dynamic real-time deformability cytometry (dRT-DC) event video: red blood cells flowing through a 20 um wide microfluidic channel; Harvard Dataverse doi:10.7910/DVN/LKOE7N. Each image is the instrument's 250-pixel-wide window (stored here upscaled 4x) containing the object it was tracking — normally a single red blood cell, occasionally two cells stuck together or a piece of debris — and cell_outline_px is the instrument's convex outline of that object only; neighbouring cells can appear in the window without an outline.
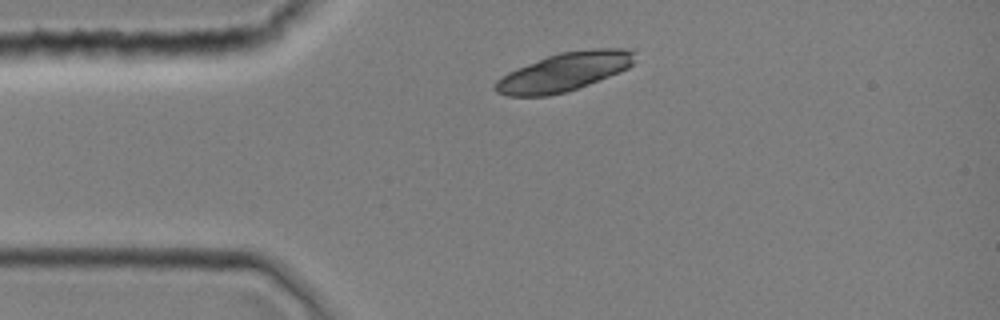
{"species": "common noctule bat (a hibernating species)", "species_latin": "Nyctalus noctula", "temperature_condition": "room temperature", "stored_images_in_passage": 29, "camera_frame_rate_fps": 3000, "um_per_image_px": 0.085, "animal": {"sex": "female", "body_mass_g": 19.0, "forearm_length_mm": 51.5}, "frame": {"image": 1, "passage_image": 1, "time_ms": 0.0, "image_size_px": [1000, 320], "cell_outline_px": [[636, 52], [632, 64], [628, 68], [588, 84], [564, 92], [548, 96], [508, 96], [496, 92], [492, 88], [496, 80], [508, 72], [548, 56], [560, 52], [596, 48], [624, 48]], "centroid_in_image_um": [47.93, 6.11], "position_along_channel_um": 37.1, "area_um2": 30.92}}
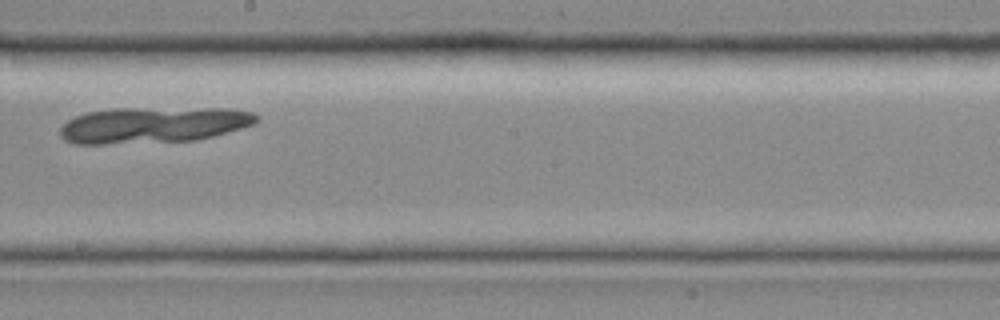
{"frame": {"image": 2, "passage_image": 15, "time_ms": 4.667, "image_size_px": [1000, 320], "cell_outline_px": [[260, 120], [256, 124], [212, 136], [196, 140], [104, 144], [72, 144], [64, 140], [60, 136], [60, 128], [68, 120], [76, 116], [88, 112], [112, 108], [228, 108], [252, 112], [260, 116]], "centroid_in_image_um": [13.04, 10.61], "position_along_channel_um": 235.2, "area_um2": 41.56}}
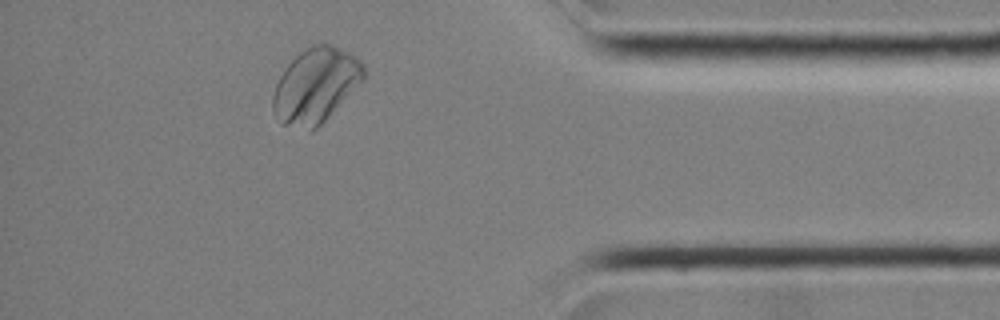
{"frame": {"image": 3, "passage_image": 27, "time_ms": 8.667, "image_size_px": [1000, 320], "cell_outline_px": [[364, 80], [316, 128], [312, 128], [284, 124], [272, 112], [272, 96], [276, 84], [280, 76], [288, 64], [300, 52], [312, 44], [332, 44], [356, 56], [364, 64]], "centroid_in_image_um": [26.84, 7.21], "position_along_channel_um": 408.4, "area_um2": 38.84}}